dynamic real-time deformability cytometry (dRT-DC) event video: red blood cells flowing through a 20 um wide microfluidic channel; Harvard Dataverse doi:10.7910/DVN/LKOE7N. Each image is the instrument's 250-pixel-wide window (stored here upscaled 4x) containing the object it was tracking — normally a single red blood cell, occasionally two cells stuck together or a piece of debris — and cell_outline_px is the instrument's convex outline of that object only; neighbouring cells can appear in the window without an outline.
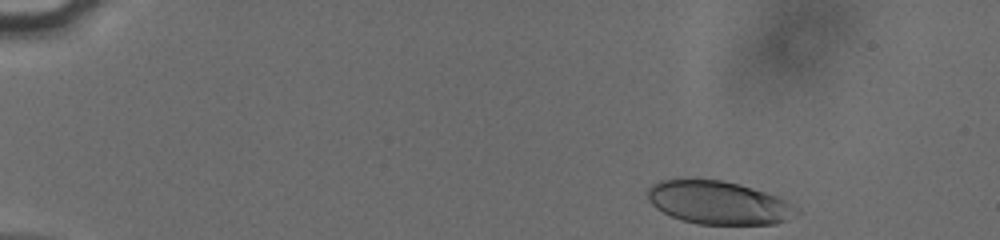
{"species": "human", "species_latin": "Homo sapiens", "temperature_condition": "cold", "stored_images_in_passage": 40, "camera_frame_rate_fps": 3000, "um_per_image_px": 0.085, "donor": {"sex": "male"}, "frame": {"image": 1, "passage_image": 1, "time_ms": 0.0, "image_size_px": [1000, 240], "cell_outline_px": [[800, 212], [788, 220], [776, 224], [700, 224], [680, 220], [656, 208], [648, 200], [648, 188], [652, 184], [660, 180], [720, 180], [740, 184], [776, 196], [800, 208]], "centroid_in_image_um": [61.1, 17.24], "position_along_channel_um": 23.9, "area_um2": 37.28}}
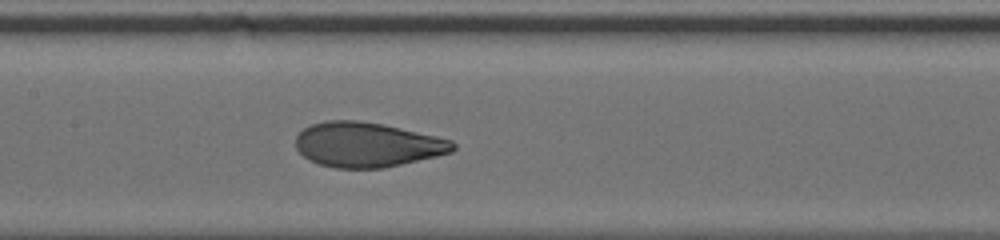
{"frame": {"image": 2, "passage_image": 22, "time_ms": 7.0, "image_size_px": [1000, 240], "cell_outline_px": [[456, 148], [452, 152], [436, 156], [384, 168], [336, 168], [320, 164], [308, 160], [296, 148], [296, 136], [304, 128], [312, 124], [328, 120], [356, 120], [384, 124], [436, 136], [452, 140], [456, 144]], "centroid_in_image_um": [31.21, 12.29], "position_along_channel_um": 176.2, "area_um2": 40.98}}
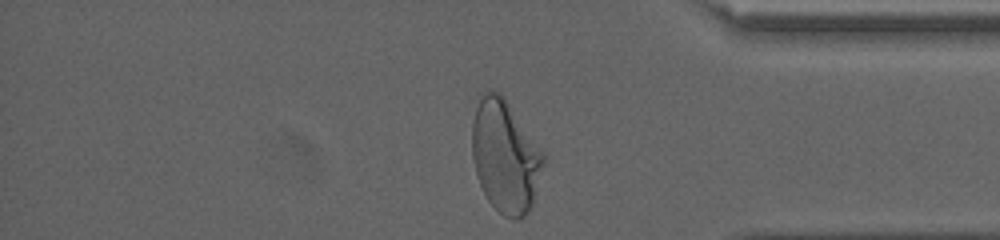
{"frame": {"image": 3, "passage_image": 40, "time_ms": 13.0, "image_size_px": [1000, 240], "cell_outline_px": [[544, 164], [532, 208], [520, 220], [512, 220], [504, 216], [488, 200], [480, 184], [476, 172], [472, 156], [472, 124], [476, 108], [484, 92], [488, 88], [492, 88], [500, 92], [504, 96], [544, 152]], "centroid_in_image_um": [42.96, 13.29], "position_along_channel_um": 392.2, "area_um2": 46.99}, "authors_computed_cell_mechanics": {"area_um2": 40.9802, "velocity_mm_per_s": 3.821, "shape_relaxation_time_tau1_ms": 3.6563, "shape_relaxation_time_tau2_ms": 0.7157, "deformation_change_tau1": 0.1914, "deformation_change_tau2": 0.0647}}